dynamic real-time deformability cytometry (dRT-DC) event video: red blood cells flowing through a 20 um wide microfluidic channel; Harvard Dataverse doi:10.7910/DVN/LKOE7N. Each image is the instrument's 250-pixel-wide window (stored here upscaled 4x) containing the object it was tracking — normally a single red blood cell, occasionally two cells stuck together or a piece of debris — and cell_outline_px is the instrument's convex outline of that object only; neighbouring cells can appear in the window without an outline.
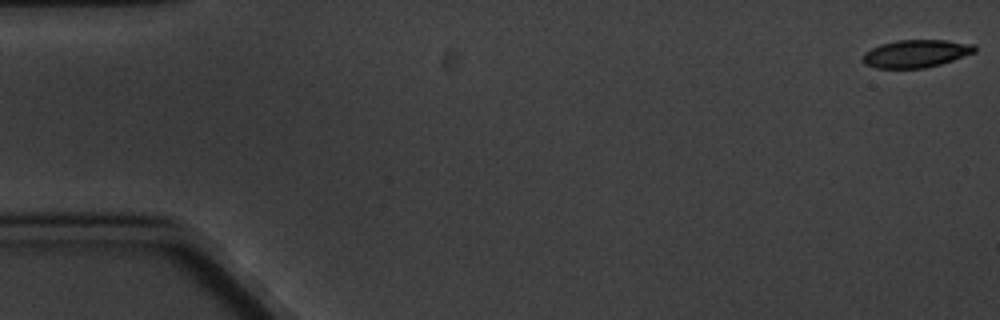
{"species": "common noctule bat (a hibernating species)", "species_latin": "Nyctalus noctula", "temperature_condition": "cold", "stored_images_in_passage": 5, "camera_frame_rate_fps": 3000, "um_per_image_px": 0.085, "animal": {"sex": "male", "body_mass_g": 20.1, "forearm_length_mm": 53.5}, "frame": {"image": 1, "passage_image": 1, "time_ms": 0.0, "image_size_px": [1000, 320], "cell_outline_px": [[976, 52], [940, 64], [924, 68], [876, 68], [864, 64], [860, 60], [864, 52], [880, 44], [896, 40], [944, 40], [976, 44]], "centroid_in_image_um": [77.83, 4.55], "position_along_channel_um": 7.2, "area_um2": 18.21}}
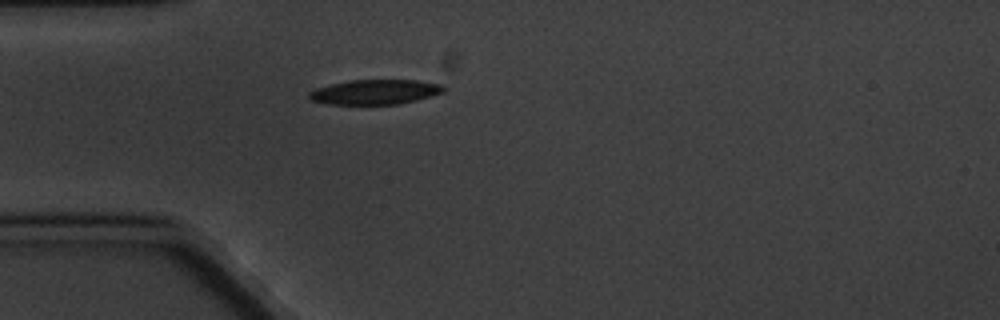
{"frame": {"image": 2, "passage_image": 5, "time_ms": 5.333, "image_size_px": [1000, 320], "cell_outline_px": [[448, 88], [444, 92], [416, 100], [400, 104], [328, 104], [312, 100], [308, 96], [308, 92], [316, 88], [348, 80], [416, 80], [444, 84]], "centroid_in_image_um": [31.93, 7.81], "position_along_channel_um": 53.1, "area_um2": 19.54}}